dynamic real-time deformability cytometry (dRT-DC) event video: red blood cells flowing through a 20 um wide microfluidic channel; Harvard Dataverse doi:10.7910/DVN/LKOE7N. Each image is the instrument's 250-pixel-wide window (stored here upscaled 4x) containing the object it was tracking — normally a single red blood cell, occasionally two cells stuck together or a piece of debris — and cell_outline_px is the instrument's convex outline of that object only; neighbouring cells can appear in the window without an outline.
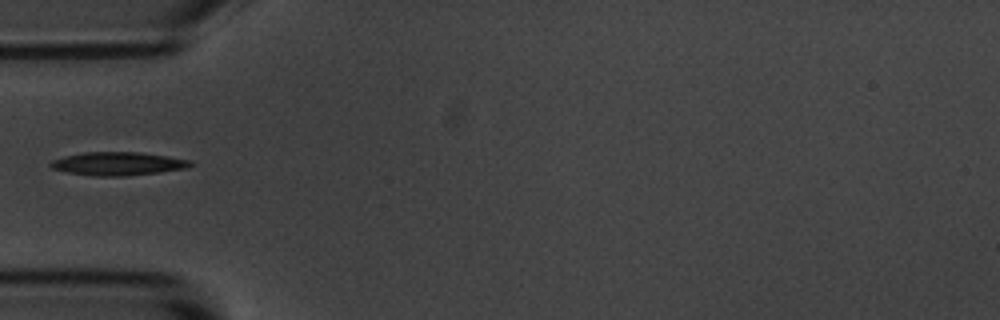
{"species": "common noctule bat (a hibernating species)", "species_latin": "Nyctalus noctula", "temperature_condition": "room temperature", "stored_images_in_passage": 5, "camera_frame_rate_fps": 3000, "um_per_image_px": 0.085, "animal": {"sex": "male", "body_mass_g": 20.1, "forearm_length_mm": 53.5}, "frame": {"image": 1, "passage_image": 5, "time_ms": 4.667, "image_size_px": [1000, 320], "cell_outline_px": [[192, 164], [188, 168], [160, 172], [124, 176], [96, 176], [68, 172], [52, 168], [48, 164], [52, 160], [64, 156], [84, 152], [140, 152], [168, 156], [192, 160]], "centroid_in_image_um": [10.04, 13.91], "position_along_channel_um": 75.0, "area_um2": 19.02}}